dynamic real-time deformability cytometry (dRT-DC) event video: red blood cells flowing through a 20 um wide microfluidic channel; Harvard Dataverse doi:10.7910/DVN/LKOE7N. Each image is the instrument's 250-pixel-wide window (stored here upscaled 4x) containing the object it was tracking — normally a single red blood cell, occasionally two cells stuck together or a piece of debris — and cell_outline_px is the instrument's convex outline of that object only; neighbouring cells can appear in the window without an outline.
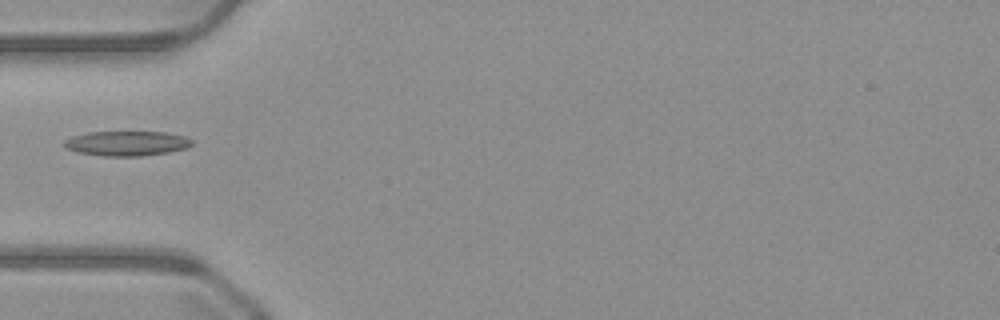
{"species": "common noctule bat (a hibernating species)", "species_latin": "Nyctalus noctula", "temperature_condition": "warm", "stored_images_in_passage": 32, "camera_frame_rate_fps": 3000, "um_per_image_px": 0.085, "animal": {"sex": "male", "body_mass_g": 23.1, "forearm_length_mm": 52.7}, "frame": {"image": 1, "passage_image": 1, "time_ms": 0.0, "image_size_px": [1000, 320], "cell_outline_px": [[192, 144], [188, 148], [168, 152], [140, 156], [100, 156], [76, 152], [64, 148], [64, 140], [72, 136], [88, 132], [164, 132], [184, 136], [192, 140]], "centroid_in_image_um": [10.74, 12.19], "position_along_channel_um": 74.3, "area_um2": 18.55}}
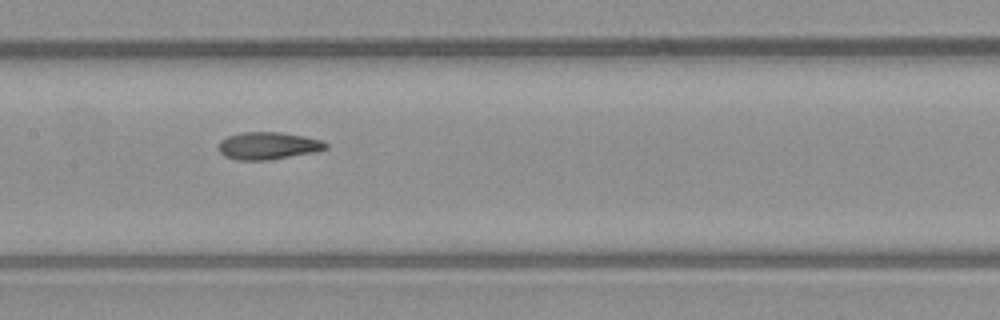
{"frame": {"image": 2, "passage_image": 9, "time_ms": 2.667, "image_size_px": [1000, 320], "cell_outline_px": [[328, 148], [316, 152], [272, 160], [236, 160], [224, 156], [220, 152], [220, 140], [228, 136], [240, 132], [280, 132], [304, 136], [320, 140], [328, 144]], "centroid_in_image_um": [22.8, 12.39], "position_along_channel_um": 184.6, "area_um2": 17.22}}
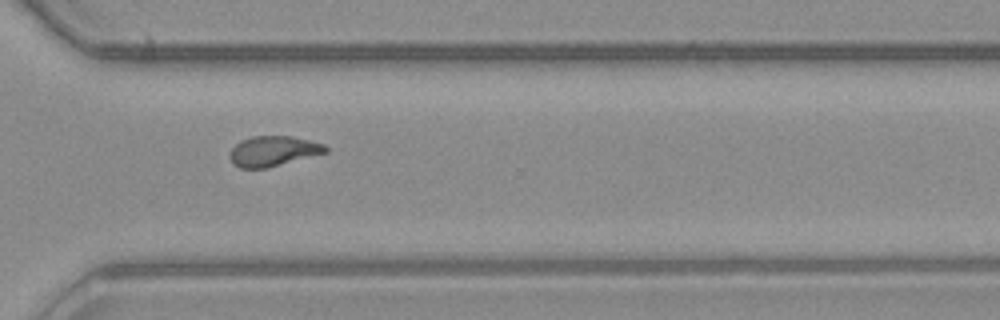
{"frame": {"image": 3, "passage_image": 21, "time_ms": 6.667, "image_size_px": [1000, 320], "cell_outline_px": [[328, 152], [268, 168], [240, 168], [232, 164], [228, 156], [232, 148], [240, 140], [252, 136], [292, 136], [324, 144], [328, 148]], "centroid_in_image_um": [23.2, 12.85], "position_along_channel_um": 347.4, "area_um2": 16.99}}